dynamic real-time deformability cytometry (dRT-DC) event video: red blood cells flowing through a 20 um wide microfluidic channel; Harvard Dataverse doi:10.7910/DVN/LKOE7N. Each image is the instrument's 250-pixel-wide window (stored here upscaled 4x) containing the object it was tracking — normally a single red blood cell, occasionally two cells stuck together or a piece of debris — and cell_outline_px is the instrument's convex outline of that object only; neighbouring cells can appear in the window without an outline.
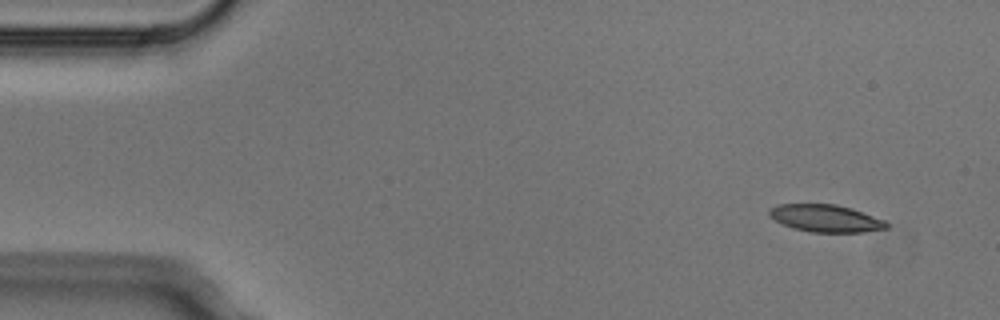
{"species": "Egyptian fruit bat (a non-hibernating species)", "species_latin": "Rousettus aegyptiacus", "temperature_condition": "cold", "stored_images_in_passage": 4, "camera_frame_rate_fps": 3000, "um_per_image_px": 0.085, "animal": {"sex": "male"}, "frame": {"image": 1, "passage_image": 1, "time_ms": 0.0, "image_size_px": [1000, 320], "cell_outline_px": [[888, 228], [864, 232], [812, 232], [792, 228], [768, 216], [768, 208], [776, 204], [836, 204], [852, 208], [884, 220], [888, 224]], "centroid_in_image_um": [70.15, 18.55], "position_along_channel_um": 14.8, "area_um2": 18.73}}
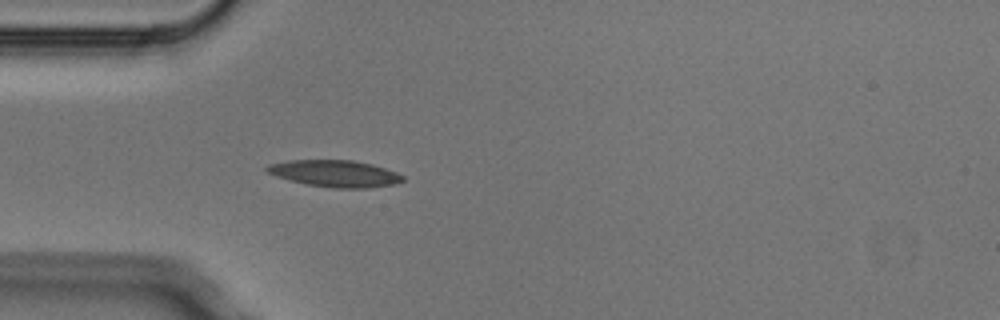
{"frame": {"image": 2, "passage_image": 4, "time_ms": 1.0, "image_size_px": [1000, 320], "cell_outline_px": [[404, 180], [396, 184], [368, 188], [332, 188], [308, 184], [276, 176], [268, 172], [264, 168], [268, 164], [288, 160], [352, 160], [372, 164], [396, 172], [404, 176]], "centroid_in_image_um": [28.49, 14.75], "position_along_channel_um": 56.5, "area_um2": 21.1}}